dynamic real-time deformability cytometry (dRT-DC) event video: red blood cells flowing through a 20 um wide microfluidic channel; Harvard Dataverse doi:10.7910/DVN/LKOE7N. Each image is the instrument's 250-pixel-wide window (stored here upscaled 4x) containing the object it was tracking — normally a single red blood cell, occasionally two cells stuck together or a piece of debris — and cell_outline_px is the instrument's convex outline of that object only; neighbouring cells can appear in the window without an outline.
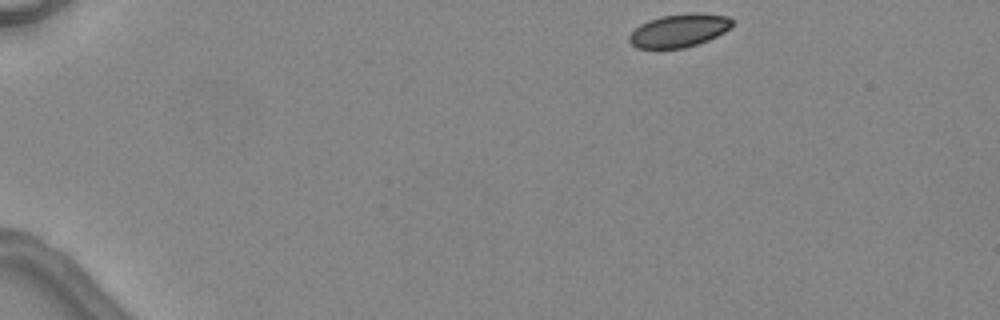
{"species": "common noctule bat (a hibernating species)", "species_latin": "Nyctalus noctula", "temperature_condition": "warm", "stored_images_in_passage": 3, "camera_frame_rate_fps": 3000, "um_per_image_px": 0.085, "animal": {"sex": "female", "body_mass_g": 24.6, "forearm_length_mm": 56.2}, "frame": {"image": 1, "passage_image": 1, "time_ms": 0.0, "image_size_px": [1000, 320], "cell_outline_px": [[732, 28], [708, 40], [684, 48], [636, 48], [628, 40], [628, 36], [640, 24], [648, 20], [660, 16], [688, 12], [700, 12], [728, 16], [732, 20]], "centroid_in_image_um": [57.73, 2.57], "position_along_channel_um": 27.3, "area_um2": 20.06}}